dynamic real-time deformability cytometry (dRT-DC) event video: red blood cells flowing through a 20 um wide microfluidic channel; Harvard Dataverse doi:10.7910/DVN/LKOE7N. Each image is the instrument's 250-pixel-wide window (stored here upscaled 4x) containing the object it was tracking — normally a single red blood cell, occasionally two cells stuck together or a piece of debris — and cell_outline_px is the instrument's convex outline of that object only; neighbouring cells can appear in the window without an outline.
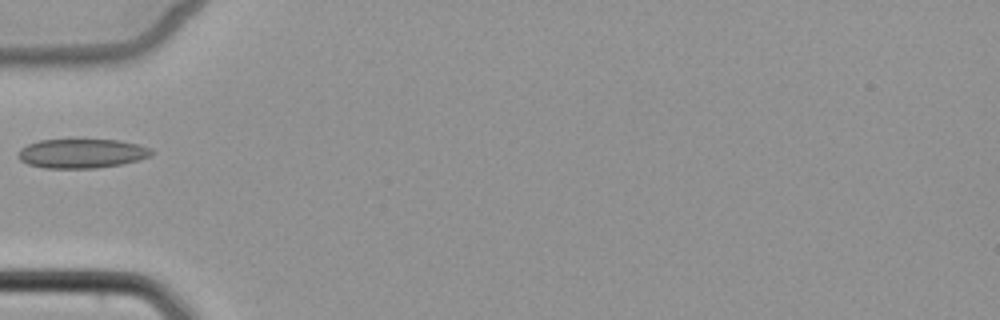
{"species": "common noctule bat (a hibernating species)", "species_latin": "Nyctalus noctula", "temperature_condition": "cold", "stored_images_in_passage": 5, "camera_frame_rate_fps": 3000, "um_per_image_px": 0.085, "animal": {"sex": "female", "body_mass_g": 22.7, "forearm_length_mm": 54.2}, "frame": {"image": 1, "passage_image": 5, "time_ms": 5.667, "image_size_px": [1000, 320], "cell_outline_px": [[156, 152], [152, 156], [140, 160], [120, 164], [96, 168], [44, 168], [28, 164], [20, 160], [16, 156], [20, 148], [28, 144], [40, 140], [120, 140], [140, 144], [152, 148]], "centroid_in_image_um": [7.0, 13.04], "position_along_channel_um": 78.0, "area_um2": 23.0}}